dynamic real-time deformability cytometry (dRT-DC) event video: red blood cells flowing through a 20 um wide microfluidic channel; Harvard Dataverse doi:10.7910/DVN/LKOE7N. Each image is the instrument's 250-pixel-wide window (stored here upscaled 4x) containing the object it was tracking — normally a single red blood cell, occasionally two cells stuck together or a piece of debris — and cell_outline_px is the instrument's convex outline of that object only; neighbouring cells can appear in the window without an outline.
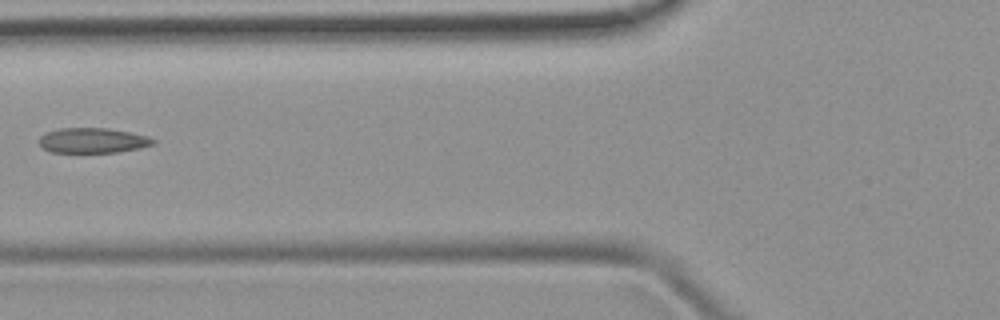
{"species": "common noctule bat (a hibernating species)", "species_latin": "Nyctalus noctula", "temperature_condition": "room temperature", "stored_images_in_passage": 4, "camera_frame_rate_fps": 3000, "um_per_image_px": 0.085, "animal": {"sex": "female", "body_mass_g": 19.9}, "frame": {"image": 1, "passage_image": 3, "time_ms": 2.333, "image_size_px": [1000, 320], "cell_outline_px": [[156, 140], [152, 144], [140, 148], [116, 152], [52, 152], [40, 148], [40, 136], [44, 132], [60, 128], [108, 128], [148, 136]], "centroid_in_image_um": [7.84, 11.93], "position_along_channel_um": 118.0, "area_um2": 16.65}}
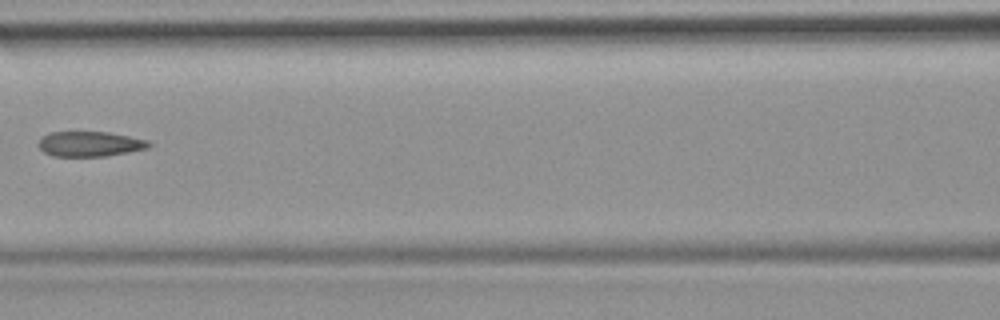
{"frame": {"image": 2, "passage_image": 4, "time_ms": 3.333, "image_size_px": [1000, 320], "cell_outline_px": [[152, 144], [148, 148], [108, 156], [52, 156], [44, 152], [36, 144], [48, 132], [108, 132], [148, 140]], "centroid_in_image_um": [7.63, 12.24], "position_along_channel_um": 159.0, "area_um2": 16.13}}